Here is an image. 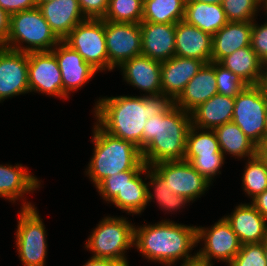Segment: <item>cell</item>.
Returning <instances> with one entry per match:
<instances>
[{
	"instance_id": "6da1fadb",
	"label": "cell",
	"mask_w": 267,
	"mask_h": 266,
	"mask_svg": "<svg viewBox=\"0 0 267 266\" xmlns=\"http://www.w3.org/2000/svg\"><path fill=\"white\" fill-rule=\"evenodd\" d=\"M174 102L164 95L99 97L93 107L96 123L108 134L132 141L142 151L144 125L162 115Z\"/></svg>"
},
{
	"instance_id": "7a4b0ae2",
	"label": "cell",
	"mask_w": 267,
	"mask_h": 266,
	"mask_svg": "<svg viewBox=\"0 0 267 266\" xmlns=\"http://www.w3.org/2000/svg\"><path fill=\"white\" fill-rule=\"evenodd\" d=\"M134 246L142 257L165 266H176L197 257V226L165 219L153 224L135 225ZM176 263V264H175Z\"/></svg>"
},
{
	"instance_id": "3957f363",
	"label": "cell",
	"mask_w": 267,
	"mask_h": 266,
	"mask_svg": "<svg viewBox=\"0 0 267 266\" xmlns=\"http://www.w3.org/2000/svg\"><path fill=\"white\" fill-rule=\"evenodd\" d=\"M191 113L174 103L162 114L148 118L143 129L142 160L152 166L159 162L184 160Z\"/></svg>"
},
{
	"instance_id": "277c9868",
	"label": "cell",
	"mask_w": 267,
	"mask_h": 266,
	"mask_svg": "<svg viewBox=\"0 0 267 266\" xmlns=\"http://www.w3.org/2000/svg\"><path fill=\"white\" fill-rule=\"evenodd\" d=\"M92 133L94 151L85 175L93 186L96 187L106 177L134 169L142 161L141 150L132 141L108 134L96 122Z\"/></svg>"
},
{
	"instance_id": "5b68a950",
	"label": "cell",
	"mask_w": 267,
	"mask_h": 266,
	"mask_svg": "<svg viewBox=\"0 0 267 266\" xmlns=\"http://www.w3.org/2000/svg\"><path fill=\"white\" fill-rule=\"evenodd\" d=\"M60 41L35 7L10 15V31L3 47L24 53L49 52Z\"/></svg>"
},
{
	"instance_id": "8992f818",
	"label": "cell",
	"mask_w": 267,
	"mask_h": 266,
	"mask_svg": "<svg viewBox=\"0 0 267 266\" xmlns=\"http://www.w3.org/2000/svg\"><path fill=\"white\" fill-rule=\"evenodd\" d=\"M135 225L127 217L105 216L86 240L85 248L92 257L128 262V249L134 247Z\"/></svg>"
},
{
	"instance_id": "52a82bcc",
	"label": "cell",
	"mask_w": 267,
	"mask_h": 266,
	"mask_svg": "<svg viewBox=\"0 0 267 266\" xmlns=\"http://www.w3.org/2000/svg\"><path fill=\"white\" fill-rule=\"evenodd\" d=\"M15 234L16 250L24 266H45L47 235L37 207L20 208Z\"/></svg>"
},
{
	"instance_id": "ba28073f",
	"label": "cell",
	"mask_w": 267,
	"mask_h": 266,
	"mask_svg": "<svg viewBox=\"0 0 267 266\" xmlns=\"http://www.w3.org/2000/svg\"><path fill=\"white\" fill-rule=\"evenodd\" d=\"M267 100L258 85H248L235 97L232 121L260 148L265 143Z\"/></svg>"
},
{
	"instance_id": "9c48e42d",
	"label": "cell",
	"mask_w": 267,
	"mask_h": 266,
	"mask_svg": "<svg viewBox=\"0 0 267 266\" xmlns=\"http://www.w3.org/2000/svg\"><path fill=\"white\" fill-rule=\"evenodd\" d=\"M98 72L108 71L105 20L87 18L63 39Z\"/></svg>"
},
{
	"instance_id": "30bf717a",
	"label": "cell",
	"mask_w": 267,
	"mask_h": 266,
	"mask_svg": "<svg viewBox=\"0 0 267 266\" xmlns=\"http://www.w3.org/2000/svg\"><path fill=\"white\" fill-rule=\"evenodd\" d=\"M208 227L197 226V243L202 242L197 257L210 266L214 265L212 260L228 265L242 244L224 217Z\"/></svg>"
},
{
	"instance_id": "8fae6325",
	"label": "cell",
	"mask_w": 267,
	"mask_h": 266,
	"mask_svg": "<svg viewBox=\"0 0 267 266\" xmlns=\"http://www.w3.org/2000/svg\"><path fill=\"white\" fill-rule=\"evenodd\" d=\"M108 71L142 53L140 23H123L105 20Z\"/></svg>"
},
{
	"instance_id": "7c38bea8",
	"label": "cell",
	"mask_w": 267,
	"mask_h": 266,
	"mask_svg": "<svg viewBox=\"0 0 267 266\" xmlns=\"http://www.w3.org/2000/svg\"><path fill=\"white\" fill-rule=\"evenodd\" d=\"M152 167L175 195L186 197L192 203L201 198L212 185L185 160L159 162Z\"/></svg>"
},
{
	"instance_id": "4fadbf2b",
	"label": "cell",
	"mask_w": 267,
	"mask_h": 266,
	"mask_svg": "<svg viewBox=\"0 0 267 266\" xmlns=\"http://www.w3.org/2000/svg\"><path fill=\"white\" fill-rule=\"evenodd\" d=\"M28 83L31 93L63 99L61 71L51 51L28 53Z\"/></svg>"
},
{
	"instance_id": "5bb4252c",
	"label": "cell",
	"mask_w": 267,
	"mask_h": 266,
	"mask_svg": "<svg viewBox=\"0 0 267 266\" xmlns=\"http://www.w3.org/2000/svg\"><path fill=\"white\" fill-rule=\"evenodd\" d=\"M30 93L28 53L0 46V103Z\"/></svg>"
},
{
	"instance_id": "9a60e30c",
	"label": "cell",
	"mask_w": 267,
	"mask_h": 266,
	"mask_svg": "<svg viewBox=\"0 0 267 266\" xmlns=\"http://www.w3.org/2000/svg\"><path fill=\"white\" fill-rule=\"evenodd\" d=\"M51 52L55 55L61 71L63 99H69L71 92L78 91L98 73L83 57L63 40Z\"/></svg>"
},
{
	"instance_id": "2e32d148",
	"label": "cell",
	"mask_w": 267,
	"mask_h": 266,
	"mask_svg": "<svg viewBox=\"0 0 267 266\" xmlns=\"http://www.w3.org/2000/svg\"><path fill=\"white\" fill-rule=\"evenodd\" d=\"M41 182L22 164H0V198L14 203L22 199L21 208H31L35 205L27 202L24 196L40 188ZM26 194V195H25ZM24 199V200H23Z\"/></svg>"
},
{
	"instance_id": "e0dca14e",
	"label": "cell",
	"mask_w": 267,
	"mask_h": 266,
	"mask_svg": "<svg viewBox=\"0 0 267 266\" xmlns=\"http://www.w3.org/2000/svg\"><path fill=\"white\" fill-rule=\"evenodd\" d=\"M123 80L145 92L144 95H158L161 88V62L140 55L129 59L119 67Z\"/></svg>"
},
{
	"instance_id": "ac0fdd59",
	"label": "cell",
	"mask_w": 267,
	"mask_h": 266,
	"mask_svg": "<svg viewBox=\"0 0 267 266\" xmlns=\"http://www.w3.org/2000/svg\"><path fill=\"white\" fill-rule=\"evenodd\" d=\"M223 217L242 245L261 243L267 237V220L251 203L238 204L231 214Z\"/></svg>"
},
{
	"instance_id": "d6986e66",
	"label": "cell",
	"mask_w": 267,
	"mask_h": 266,
	"mask_svg": "<svg viewBox=\"0 0 267 266\" xmlns=\"http://www.w3.org/2000/svg\"><path fill=\"white\" fill-rule=\"evenodd\" d=\"M203 64L201 60L180 56H173L169 60L162 61V93L174 102Z\"/></svg>"
},
{
	"instance_id": "ffe728a7",
	"label": "cell",
	"mask_w": 267,
	"mask_h": 266,
	"mask_svg": "<svg viewBox=\"0 0 267 266\" xmlns=\"http://www.w3.org/2000/svg\"><path fill=\"white\" fill-rule=\"evenodd\" d=\"M141 55L157 61L175 56L176 24L140 22Z\"/></svg>"
},
{
	"instance_id": "44dd1931",
	"label": "cell",
	"mask_w": 267,
	"mask_h": 266,
	"mask_svg": "<svg viewBox=\"0 0 267 266\" xmlns=\"http://www.w3.org/2000/svg\"><path fill=\"white\" fill-rule=\"evenodd\" d=\"M215 62L204 63L197 74L187 83L174 105L191 113L200 104L217 94Z\"/></svg>"
},
{
	"instance_id": "7402d4cb",
	"label": "cell",
	"mask_w": 267,
	"mask_h": 266,
	"mask_svg": "<svg viewBox=\"0 0 267 266\" xmlns=\"http://www.w3.org/2000/svg\"><path fill=\"white\" fill-rule=\"evenodd\" d=\"M37 7L60 40L87 19L80 9L78 0H53L41 3Z\"/></svg>"
},
{
	"instance_id": "603a6c76",
	"label": "cell",
	"mask_w": 267,
	"mask_h": 266,
	"mask_svg": "<svg viewBox=\"0 0 267 266\" xmlns=\"http://www.w3.org/2000/svg\"><path fill=\"white\" fill-rule=\"evenodd\" d=\"M212 36L184 20L176 23L175 56L211 62Z\"/></svg>"
},
{
	"instance_id": "cb8c5ba5",
	"label": "cell",
	"mask_w": 267,
	"mask_h": 266,
	"mask_svg": "<svg viewBox=\"0 0 267 266\" xmlns=\"http://www.w3.org/2000/svg\"><path fill=\"white\" fill-rule=\"evenodd\" d=\"M252 21H229L212 36L211 61L220 62L234 51L250 46Z\"/></svg>"
},
{
	"instance_id": "d4e9b609",
	"label": "cell",
	"mask_w": 267,
	"mask_h": 266,
	"mask_svg": "<svg viewBox=\"0 0 267 266\" xmlns=\"http://www.w3.org/2000/svg\"><path fill=\"white\" fill-rule=\"evenodd\" d=\"M235 97L215 94L191 112L192 125L200 129L214 130L232 121Z\"/></svg>"
},
{
	"instance_id": "484cf974",
	"label": "cell",
	"mask_w": 267,
	"mask_h": 266,
	"mask_svg": "<svg viewBox=\"0 0 267 266\" xmlns=\"http://www.w3.org/2000/svg\"><path fill=\"white\" fill-rule=\"evenodd\" d=\"M183 20L211 36L229 22L222 4H209L198 1H186Z\"/></svg>"
},
{
	"instance_id": "4316f807",
	"label": "cell",
	"mask_w": 267,
	"mask_h": 266,
	"mask_svg": "<svg viewBox=\"0 0 267 266\" xmlns=\"http://www.w3.org/2000/svg\"><path fill=\"white\" fill-rule=\"evenodd\" d=\"M220 150L231 155L234 159L252 158L258 154V147L242 132L233 121L227 122L214 129Z\"/></svg>"
},
{
	"instance_id": "83f0119b",
	"label": "cell",
	"mask_w": 267,
	"mask_h": 266,
	"mask_svg": "<svg viewBox=\"0 0 267 266\" xmlns=\"http://www.w3.org/2000/svg\"><path fill=\"white\" fill-rule=\"evenodd\" d=\"M219 63L241 77L247 85H258L265 67L251 45L234 51Z\"/></svg>"
},
{
	"instance_id": "f1b7e54d",
	"label": "cell",
	"mask_w": 267,
	"mask_h": 266,
	"mask_svg": "<svg viewBox=\"0 0 267 266\" xmlns=\"http://www.w3.org/2000/svg\"><path fill=\"white\" fill-rule=\"evenodd\" d=\"M146 175L144 180L141 175ZM147 165H145L129 182L125 184L121 192L111 201L115 207L128 213L140 214L146 210L148 187L147 183Z\"/></svg>"
},
{
	"instance_id": "f546056e",
	"label": "cell",
	"mask_w": 267,
	"mask_h": 266,
	"mask_svg": "<svg viewBox=\"0 0 267 266\" xmlns=\"http://www.w3.org/2000/svg\"><path fill=\"white\" fill-rule=\"evenodd\" d=\"M147 182L148 196L147 204L155 202L158 204L159 209L166 211V213L173 214L180 209L185 208V205L191 203L186 197L175 195L173 190L165 184L163 177L152 167L147 166ZM150 187V188H149ZM151 189L153 192H151ZM173 212V213H172Z\"/></svg>"
},
{
	"instance_id": "4dcf8cb0",
	"label": "cell",
	"mask_w": 267,
	"mask_h": 266,
	"mask_svg": "<svg viewBox=\"0 0 267 266\" xmlns=\"http://www.w3.org/2000/svg\"><path fill=\"white\" fill-rule=\"evenodd\" d=\"M186 0H144L141 22L176 24L184 19Z\"/></svg>"
},
{
	"instance_id": "1f68e13d",
	"label": "cell",
	"mask_w": 267,
	"mask_h": 266,
	"mask_svg": "<svg viewBox=\"0 0 267 266\" xmlns=\"http://www.w3.org/2000/svg\"><path fill=\"white\" fill-rule=\"evenodd\" d=\"M194 156H224L214 130L190 126L184 160L189 162Z\"/></svg>"
},
{
	"instance_id": "d6a6232c",
	"label": "cell",
	"mask_w": 267,
	"mask_h": 266,
	"mask_svg": "<svg viewBox=\"0 0 267 266\" xmlns=\"http://www.w3.org/2000/svg\"><path fill=\"white\" fill-rule=\"evenodd\" d=\"M245 163L241 187L251 201L258 194L267 190V164L259 154L247 158Z\"/></svg>"
},
{
	"instance_id": "836d02e7",
	"label": "cell",
	"mask_w": 267,
	"mask_h": 266,
	"mask_svg": "<svg viewBox=\"0 0 267 266\" xmlns=\"http://www.w3.org/2000/svg\"><path fill=\"white\" fill-rule=\"evenodd\" d=\"M144 0H109L103 20L123 23H140Z\"/></svg>"
},
{
	"instance_id": "e575fe53",
	"label": "cell",
	"mask_w": 267,
	"mask_h": 266,
	"mask_svg": "<svg viewBox=\"0 0 267 266\" xmlns=\"http://www.w3.org/2000/svg\"><path fill=\"white\" fill-rule=\"evenodd\" d=\"M222 6L227 20L238 22L253 21L263 10L261 0H223Z\"/></svg>"
},
{
	"instance_id": "d590c367",
	"label": "cell",
	"mask_w": 267,
	"mask_h": 266,
	"mask_svg": "<svg viewBox=\"0 0 267 266\" xmlns=\"http://www.w3.org/2000/svg\"><path fill=\"white\" fill-rule=\"evenodd\" d=\"M145 162L142 160L134 169L120 172L112 176L106 177L95 188L100 197L108 204L118 195L125 184L129 182L143 167Z\"/></svg>"
},
{
	"instance_id": "8d00e7d4",
	"label": "cell",
	"mask_w": 267,
	"mask_h": 266,
	"mask_svg": "<svg viewBox=\"0 0 267 266\" xmlns=\"http://www.w3.org/2000/svg\"><path fill=\"white\" fill-rule=\"evenodd\" d=\"M215 75L218 94L236 97L248 85L235 73L215 62Z\"/></svg>"
},
{
	"instance_id": "74e56055",
	"label": "cell",
	"mask_w": 267,
	"mask_h": 266,
	"mask_svg": "<svg viewBox=\"0 0 267 266\" xmlns=\"http://www.w3.org/2000/svg\"><path fill=\"white\" fill-rule=\"evenodd\" d=\"M227 266H267L263 242L241 245L240 251Z\"/></svg>"
},
{
	"instance_id": "f35d334b",
	"label": "cell",
	"mask_w": 267,
	"mask_h": 266,
	"mask_svg": "<svg viewBox=\"0 0 267 266\" xmlns=\"http://www.w3.org/2000/svg\"><path fill=\"white\" fill-rule=\"evenodd\" d=\"M225 159L224 156H194L189 163L212 184L215 176L221 174L220 169L224 165Z\"/></svg>"
},
{
	"instance_id": "ab89813d",
	"label": "cell",
	"mask_w": 267,
	"mask_h": 266,
	"mask_svg": "<svg viewBox=\"0 0 267 266\" xmlns=\"http://www.w3.org/2000/svg\"><path fill=\"white\" fill-rule=\"evenodd\" d=\"M251 48L255 51L258 58L267 65V19L264 24L252 21Z\"/></svg>"
},
{
	"instance_id": "60d3db41",
	"label": "cell",
	"mask_w": 267,
	"mask_h": 266,
	"mask_svg": "<svg viewBox=\"0 0 267 266\" xmlns=\"http://www.w3.org/2000/svg\"><path fill=\"white\" fill-rule=\"evenodd\" d=\"M86 18L102 19L108 9L109 0H78Z\"/></svg>"
},
{
	"instance_id": "b9f144b4",
	"label": "cell",
	"mask_w": 267,
	"mask_h": 266,
	"mask_svg": "<svg viewBox=\"0 0 267 266\" xmlns=\"http://www.w3.org/2000/svg\"><path fill=\"white\" fill-rule=\"evenodd\" d=\"M0 7L10 15L37 7L35 0H0Z\"/></svg>"
},
{
	"instance_id": "7bdbcfd3",
	"label": "cell",
	"mask_w": 267,
	"mask_h": 266,
	"mask_svg": "<svg viewBox=\"0 0 267 266\" xmlns=\"http://www.w3.org/2000/svg\"><path fill=\"white\" fill-rule=\"evenodd\" d=\"M10 31V14L0 7V46H3Z\"/></svg>"
},
{
	"instance_id": "ee69618b",
	"label": "cell",
	"mask_w": 267,
	"mask_h": 266,
	"mask_svg": "<svg viewBox=\"0 0 267 266\" xmlns=\"http://www.w3.org/2000/svg\"><path fill=\"white\" fill-rule=\"evenodd\" d=\"M82 266H129L127 263L109 258L90 257Z\"/></svg>"
},
{
	"instance_id": "f6af8a7d",
	"label": "cell",
	"mask_w": 267,
	"mask_h": 266,
	"mask_svg": "<svg viewBox=\"0 0 267 266\" xmlns=\"http://www.w3.org/2000/svg\"><path fill=\"white\" fill-rule=\"evenodd\" d=\"M251 204L266 218L267 220V190L258 194L252 199Z\"/></svg>"
},
{
	"instance_id": "bcb514c9",
	"label": "cell",
	"mask_w": 267,
	"mask_h": 266,
	"mask_svg": "<svg viewBox=\"0 0 267 266\" xmlns=\"http://www.w3.org/2000/svg\"><path fill=\"white\" fill-rule=\"evenodd\" d=\"M258 86L261 88L262 93L264 94V97L267 100V65H265L264 67V72L262 77L260 78Z\"/></svg>"
},
{
	"instance_id": "7dc6e473",
	"label": "cell",
	"mask_w": 267,
	"mask_h": 266,
	"mask_svg": "<svg viewBox=\"0 0 267 266\" xmlns=\"http://www.w3.org/2000/svg\"><path fill=\"white\" fill-rule=\"evenodd\" d=\"M180 266H210L205 261L196 257L190 261L182 262Z\"/></svg>"
},
{
	"instance_id": "c3c4849f",
	"label": "cell",
	"mask_w": 267,
	"mask_h": 266,
	"mask_svg": "<svg viewBox=\"0 0 267 266\" xmlns=\"http://www.w3.org/2000/svg\"><path fill=\"white\" fill-rule=\"evenodd\" d=\"M186 1H198L209 4H222L223 0H186Z\"/></svg>"
},
{
	"instance_id": "681fc988",
	"label": "cell",
	"mask_w": 267,
	"mask_h": 266,
	"mask_svg": "<svg viewBox=\"0 0 267 266\" xmlns=\"http://www.w3.org/2000/svg\"><path fill=\"white\" fill-rule=\"evenodd\" d=\"M258 152H267V135H266L265 143L263 144V146L258 148Z\"/></svg>"
},
{
	"instance_id": "f907efd6",
	"label": "cell",
	"mask_w": 267,
	"mask_h": 266,
	"mask_svg": "<svg viewBox=\"0 0 267 266\" xmlns=\"http://www.w3.org/2000/svg\"><path fill=\"white\" fill-rule=\"evenodd\" d=\"M263 247H264V254H265L266 263H267V237L263 240Z\"/></svg>"
},
{
	"instance_id": "816d5d0a",
	"label": "cell",
	"mask_w": 267,
	"mask_h": 266,
	"mask_svg": "<svg viewBox=\"0 0 267 266\" xmlns=\"http://www.w3.org/2000/svg\"><path fill=\"white\" fill-rule=\"evenodd\" d=\"M258 154L262 157V159L266 162L267 164V152H258Z\"/></svg>"
},
{
	"instance_id": "f5cc1de1",
	"label": "cell",
	"mask_w": 267,
	"mask_h": 266,
	"mask_svg": "<svg viewBox=\"0 0 267 266\" xmlns=\"http://www.w3.org/2000/svg\"><path fill=\"white\" fill-rule=\"evenodd\" d=\"M35 1H36L37 6H38L41 3L50 2V1H53V0H35Z\"/></svg>"
},
{
	"instance_id": "db71d44e",
	"label": "cell",
	"mask_w": 267,
	"mask_h": 266,
	"mask_svg": "<svg viewBox=\"0 0 267 266\" xmlns=\"http://www.w3.org/2000/svg\"><path fill=\"white\" fill-rule=\"evenodd\" d=\"M265 128H266V135H267V110H266V116H265Z\"/></svg>"
},
{
	"instance_id": "11a10c76",
	"label": "cell",
	"mask_w": 267,
	"mask_h": 266,
	"mask_svg": "<svg viewBox=\"0 0 267 266\" xmlns=\"http://www.w3.org/2000/svg\"><path fill=\"white\" fill-rule=\"evenodd\" d=\"M263 11H265L264 14H266L265 16H267V5H263Z\"/></svg>"
}]
</instances>
